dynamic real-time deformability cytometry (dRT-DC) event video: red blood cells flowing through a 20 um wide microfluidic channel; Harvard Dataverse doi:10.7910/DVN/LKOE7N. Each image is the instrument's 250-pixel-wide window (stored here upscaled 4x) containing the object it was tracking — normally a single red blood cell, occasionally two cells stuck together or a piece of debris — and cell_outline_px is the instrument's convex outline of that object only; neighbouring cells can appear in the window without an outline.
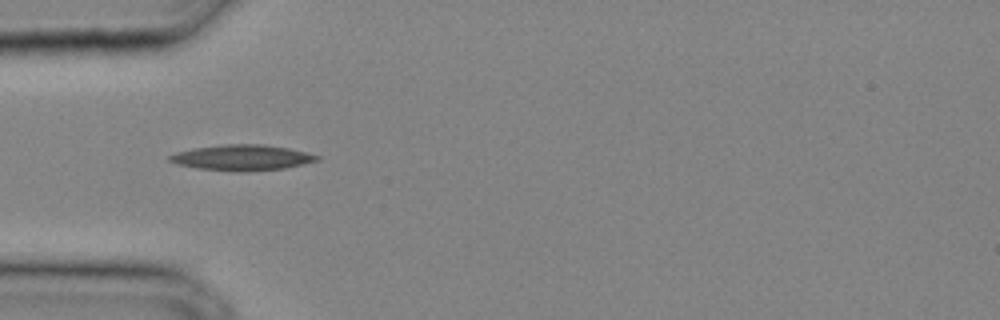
{"species": "common noctule bat (a hibernating species)", "species_latin": "Nyctalus noctula", "temperature_condition": "cold", "stored_images_in_passage": 23, "camera_frame_rate_fps": 3000, "um_per_image_px": 0.085, "animal": {"sex": "male", "body_mass_g": 20.4}, "frame": {"image": 1, "passage_image": 1, "time_ms": 0.0, "image_size_px": [1000, 320], "cell_outline_px": [[320, 160], [284, 168], [244, 172], [240, 172], [200, 168], [176, 164], [168, 160], [168, 156], [176, 152], [192, 148], [224, 144], [264, 144], [288, 148], [308, 152], [320, 156]], "centroid_in_image_um": [20.58, 13.39], "position_along_channel_um": 64.4, "area_um2": 22.08}}
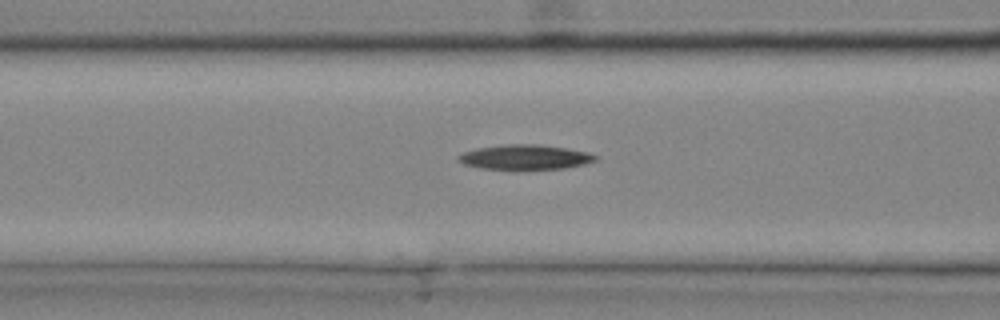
{"frame": {"image": 2, "passage_image": 4, "time_ms": 1.0, "image_size_px": [1000, 320], "cell_outline_px": [[596, 160], [584, 164], [564, 168], [520, 172], [512, 172], [480, 168], [464, 164], [456, 160], [456, 156], [464, 152], [476, 148], [508, 144], [536, 144], [564, 148], [588, 152], [596, 156]], "centroid_in_image_um": [44.55, 13.41], "position_along_channel_um": 122.0, "area_um2": 20.63}}